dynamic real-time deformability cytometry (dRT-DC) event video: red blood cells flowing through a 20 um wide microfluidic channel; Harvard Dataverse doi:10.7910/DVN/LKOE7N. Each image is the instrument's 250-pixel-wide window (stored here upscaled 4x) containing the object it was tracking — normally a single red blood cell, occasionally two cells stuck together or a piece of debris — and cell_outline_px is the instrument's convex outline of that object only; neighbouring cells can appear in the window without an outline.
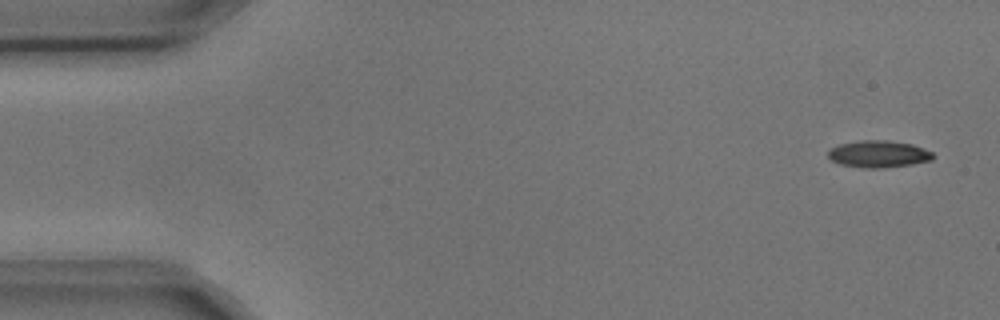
{"species": "common noctule bat (a hibernating species)", "species_latin": "Nyctalus noctula", "temperature_condition": "cold", "stored_images_in_passage": 5, "camera_frame_rate_fps": 3000, "um_per_image_px": 0.085, "animal": {"sex": "male", "body_mass_g": 17.9, "forearm_length_mm": 54.2}, "frame": {"image": 1, "passage_image": 1, "time_ms": 0.0, "image_size_px": [1000, 320], "cell_outline_px": [[936, 156], [932, 160], [912, 164], [880, 168], [864, 168], [840, 164], [832, 160], [828, 156], [828, 152], [832, 148], [840, 144], [860, 140], [888, 140], [912, 144], [932, 152]], "centroid_in_image_um": [74.7, 13.09], "position_along_channel_um": 10.3, "area_um2": 16.42}}
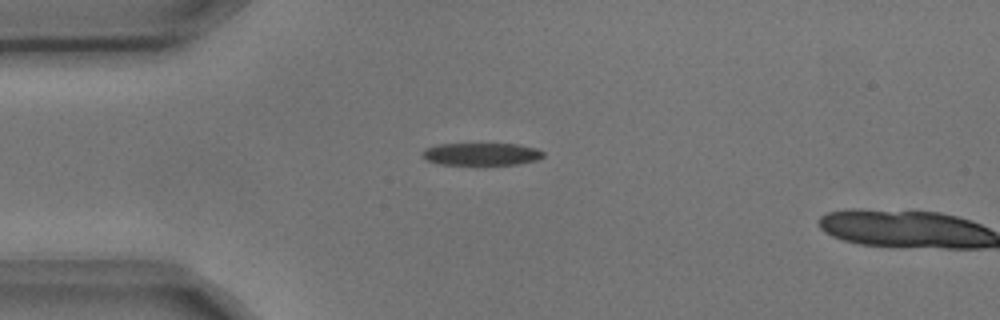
{"frame": {"image": 2, "passage_image": 4, "time_ms": 1.0, "image_size_px": [1000, 320], "cell_outline_px": [[544, 156], [536, 160], [516, 164], [476, 168], [440, 164], [424, 160], [420, 156], [424, 148], [440, 144], [516, 144], [536, 148], [544, 152]], "centroid_in_image_um": [40.85, 13.15], "position_along_channel_um": 44.2, "area_um2": 16.88}}